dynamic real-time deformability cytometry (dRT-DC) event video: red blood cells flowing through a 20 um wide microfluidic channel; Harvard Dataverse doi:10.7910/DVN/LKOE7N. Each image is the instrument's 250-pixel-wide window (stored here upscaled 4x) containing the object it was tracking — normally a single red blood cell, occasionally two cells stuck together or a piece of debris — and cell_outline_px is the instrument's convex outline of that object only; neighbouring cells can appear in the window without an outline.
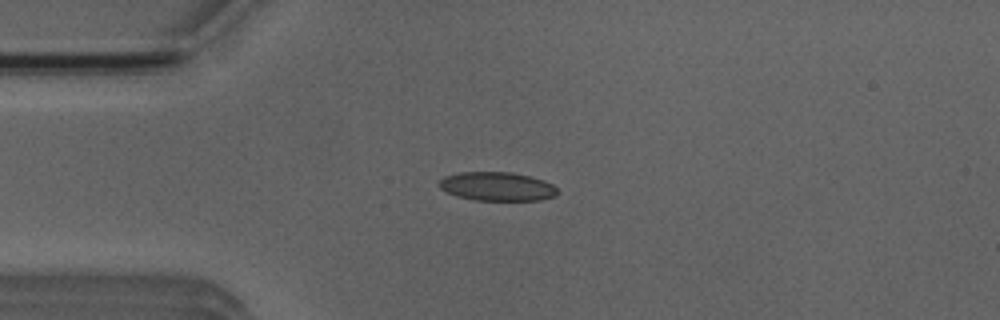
{"species": "Egyptian fruit bat (a non-hibernating species)", "species_latin": "Rousettus aegyptiacus", "temperature_condition": "room temperature", "stored_images_in_passage": 7, "camera_frame_rate_fps": 3000, "um_per_image_px": 0.085, "animal": {"sex": "male"}, "frame": {"image": 1, "passage_image": 4, "time_ms": 3.667, "image_size_px": [1000, 320], "cell_outline_px": [[556, 196], [540, 200], [472, 200], [456, 196], [440, 188], [440, 180], [444, 176], [460, 172], [512, 172], [532, 176], [544, 180], [552, 184], [556, 188]], "centroid_in_image_um": [42.26, 15.84], "position_along_channel_um": 42.7, "area_um2": 19.88}}